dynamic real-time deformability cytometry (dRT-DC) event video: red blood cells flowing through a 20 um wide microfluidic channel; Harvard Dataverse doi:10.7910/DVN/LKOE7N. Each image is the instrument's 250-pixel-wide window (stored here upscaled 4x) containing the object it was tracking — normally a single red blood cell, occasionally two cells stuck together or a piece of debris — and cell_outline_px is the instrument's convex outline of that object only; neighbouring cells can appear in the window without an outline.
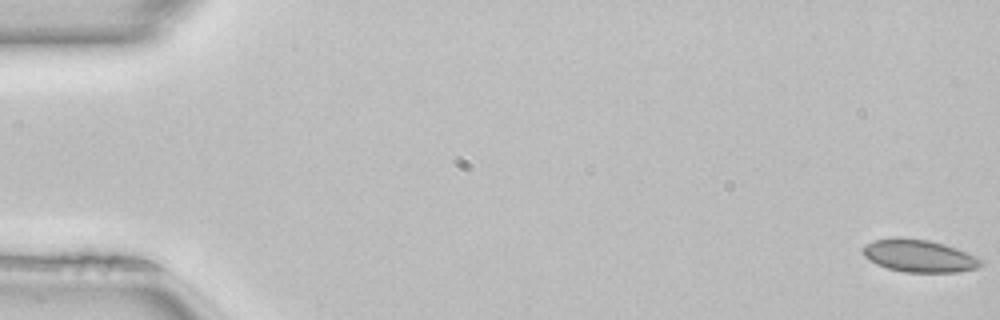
{"species": "common noctule bat (a hibernating species)", "species_latin": "Nyctalus noctula", "temperature_condition": "room temperature", "stored_images_in_passage": 51, "camera_frame_rate_fps": 3000, "um_per_image_px": 0.085, "animal": {"sex": "female", "body_mass_g": 22.7, "forearm_length_mm": 54.2}, "frame": {"image": 1, "passage_image": 1, "time_ms": 0.0, "image_size_px": [1000, 320], "cell_outline_px": [[984, 264], [976, 268], [956, 272], [904, 272], [888, 268], [876, 264], [868, 260], [864, 256], [864, 244], [872, 240], [928, 240], [944, 244], [956, 248], [976, 256]], "centroid_in_image_um": [78.15, 21.79], "position_along_channel_um": 6.9, "area_um2": 21.62}}
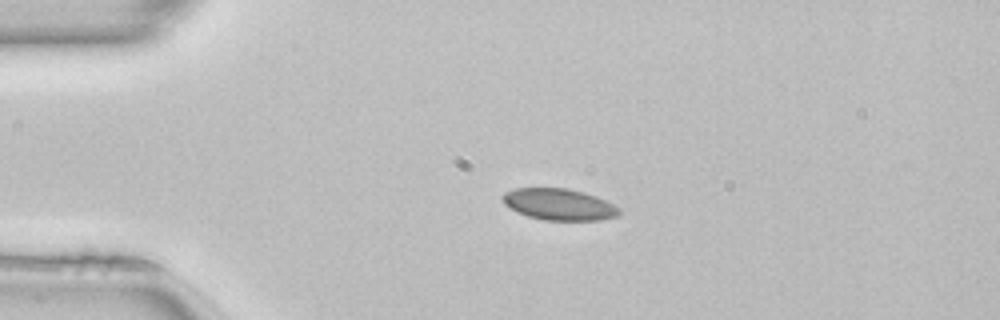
{"frame": {"image": 2, "passage_image": 12, "time_ms": 3.667, "image_size_px": [1000, 320], "cell_outline_px": [[620, 212], [616, 216], [600, 220], [544, 220], [528, 216], [516, 212], [504, 204], [500, 196], [504, 192], [512, 188], [568, 188], [584, 192], [596, 196], [620, 208]], "centroid_in_image_um": [47.47, 17.36], "position_along_channel_um": 37.5, "area_um2": 21.5}, "authors_computed_cell_mechanics": {"area_um2": 21.1548, "velocity_mm_per_s": 4.0702, "shape_relaxation_time_tau1_ms": 4.1935, "shape_relaxation_time_tau2_ms": 1.8906, "deformation_change_tau1": 0.0611, "deformation_change_tau2": 0.0519}}